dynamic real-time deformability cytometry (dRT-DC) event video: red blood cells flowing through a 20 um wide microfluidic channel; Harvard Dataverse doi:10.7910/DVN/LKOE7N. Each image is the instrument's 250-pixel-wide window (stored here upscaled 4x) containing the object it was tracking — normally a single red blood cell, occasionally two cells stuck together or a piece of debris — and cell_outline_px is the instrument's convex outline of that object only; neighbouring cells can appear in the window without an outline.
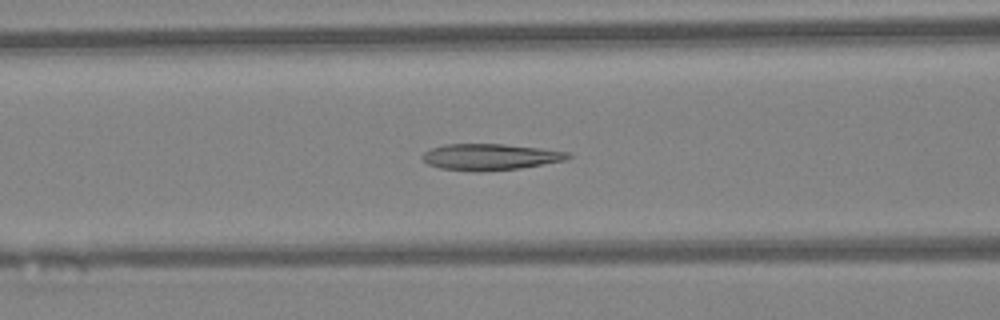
{"species": "Egyptian fruit bat (a non-hibernating species)", "species_latin": "Rousettus aegyptiacus", "temperature_condition": "warm", "stored_images_in_passage": 47, "camera_frame_rate_fps": 3000, "um_per_image_px": 0.085, "animal": {"sex": "female"}, "frame": {"image": 1, "passage_image": 19, "time_ms": 6.0, "image_size_px": [1000, 320], "cell_outline_px": [[572, 156], [568, 160], [520, 168], [440, 168], [428, 164], [420, 156], [424, 152], [432, 148], [444, 144], [504, 144], [540, 148], [568, 152]], "centroid_in_image_um": [41.72, 13.28], "position_along_channel_um": 124.9, "area_um2": 21.21}}
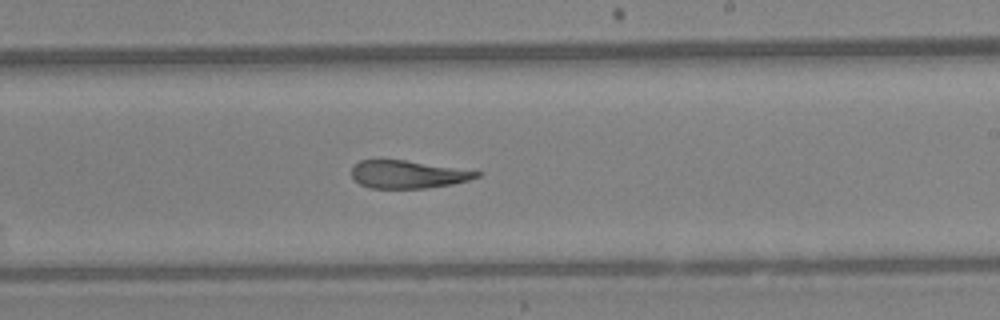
{"frame": {"image": 2, "passage_image": 28, "time_ms": 9.0, "image_size_px": [1000, 320], "cell_outline_px": [[484, 172], [480, 176], [468, 180], [452, 184], [428, 188], [368, 188], [360, 184], [352, 176], [352, 164], [360, 160], [404, 160]], "centroid_in_image_um": [34.66, 14.82], "position_along_channel_um": 254.3, "area_um2": 20.23}}
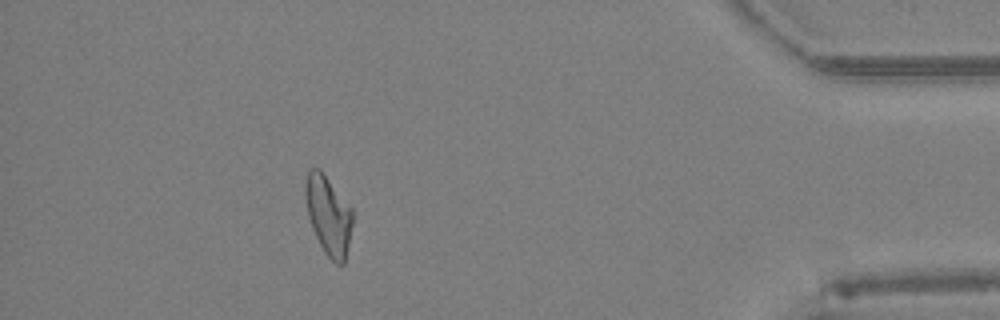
{"frame": {"image": 3, "passage_image": 42, "time_ms": 13.667, "image_size_px": [1000, 320], "cell_outline_px": [[352, 224], [344, 264], [336, 264], [324, 252], [312, 228], [308, 216], [304, 192], [304, 184], [308, 172], [312, 168], [320, 168], [352, 208]], "centroid_in_image_um": [27.9, 18.27], "position_along_channel_um": 407.3, "area_um2": 21.62}, "authors_computed_cell_mechanics": {"area_um2": 22.7732, "velocity_mm_per_s": 4.3479, "shape_relaxation_time_tau1_ms": null, "shape_relaxation_time_tau2_ms": 4.0667, "deformation_change_tau1": null, "deformation_change_tau2": 0.1314}}